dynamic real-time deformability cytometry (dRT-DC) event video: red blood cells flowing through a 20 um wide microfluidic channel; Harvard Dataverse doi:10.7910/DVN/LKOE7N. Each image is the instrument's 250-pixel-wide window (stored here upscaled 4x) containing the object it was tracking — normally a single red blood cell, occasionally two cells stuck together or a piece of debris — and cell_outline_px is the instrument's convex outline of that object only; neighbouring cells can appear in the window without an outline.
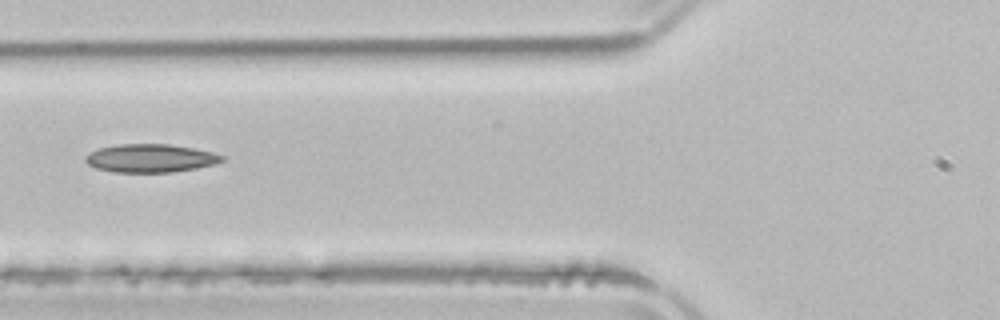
{"species": "common noctule bat (a hibernating species)", "species_latin": "Nyctalus noctula", "temperature_condition": "room temperature", "stored_images_in_passage": 5, "camera_frame_rate_fps": 3000, "um_per_image_px": 0.085, "animal": {"sex": "male", "body_mass_g": 21.5, "forearm_length_mm": 52.0}, "frame": {"image": 1, "passage_image": 5, "time_ms": 6.333, "image_size_px": [1000, 320], "cell_outline_px": [[224, 160], [212, 164], [196, 168], [172, 172], [112, 172], [96, 168], [88, 164], [84, 160], [84, 156], [100, 148], [116, 144], [168, 144], [192, 148], [212, 152], [224, 156]], "centroid_in_image_um": [12.75, 13.45], "position_along_channel_um": 113.0, "area_um2": 22.31}}